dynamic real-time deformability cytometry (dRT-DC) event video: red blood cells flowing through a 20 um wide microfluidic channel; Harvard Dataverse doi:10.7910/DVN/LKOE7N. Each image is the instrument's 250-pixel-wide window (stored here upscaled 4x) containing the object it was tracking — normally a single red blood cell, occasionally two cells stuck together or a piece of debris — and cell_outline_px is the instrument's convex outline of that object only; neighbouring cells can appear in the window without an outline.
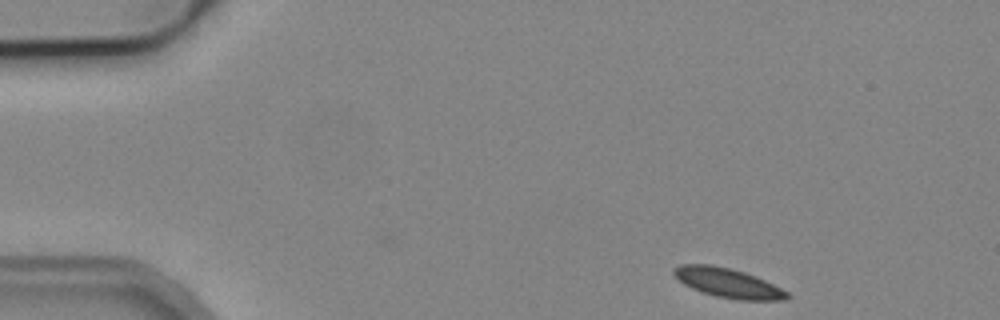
{"species": "common noctule bat (a hibernating species)", "species_latin": "Nyctalus noctula", "temperature_condition": "cold", "stored_images_in_passage": 7, "camera_frame_rate_fps": 3000, "um_per_image_px": 0.085, "animal": {"sex": "male", "body_mass_g": 19.2, "forearm_length_mm": 51.8}, "frame": {"image": 1, "passage_image": 1, "time_ms": 0.0, "image_size_px": [1000, 320], "cell_outline_px": [[792, 296], [784, 300], [740, 300], [716, 296], [692, 288], [684, 284], [672, 272], [672, 268], [680, 264], [712, 264], [732, 268], [756, 276], [788, 292]], "centroid_in_image_um": [61.88, 24.03], "position_along_channel_um": 23.1, "area_um2": 19.36}}
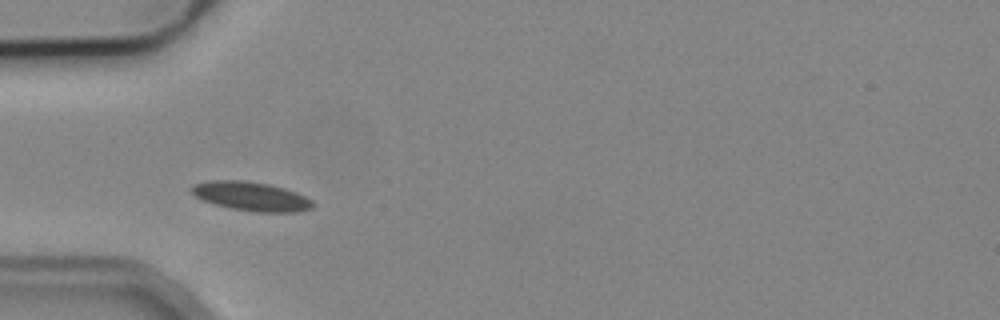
{"frame": {"image": 2, "passage_image": 4, "time_ms": 3.333, "image_size_px": [1000, 320], "cell_outline_px": [[316, 204], [312, 208], [300, 212], [256, 212], [232, 208], [216, 204], [204, 200], [196, 196], [188, 188], [192, 184], [212, 180], [244, 180], [268, 184], [284, 188], [296, 192], [312, 200]], "centroid_in_image_um": [21.37, 16.68], "position_along_channel_um": 63.6, "area_um2": 20.52}}